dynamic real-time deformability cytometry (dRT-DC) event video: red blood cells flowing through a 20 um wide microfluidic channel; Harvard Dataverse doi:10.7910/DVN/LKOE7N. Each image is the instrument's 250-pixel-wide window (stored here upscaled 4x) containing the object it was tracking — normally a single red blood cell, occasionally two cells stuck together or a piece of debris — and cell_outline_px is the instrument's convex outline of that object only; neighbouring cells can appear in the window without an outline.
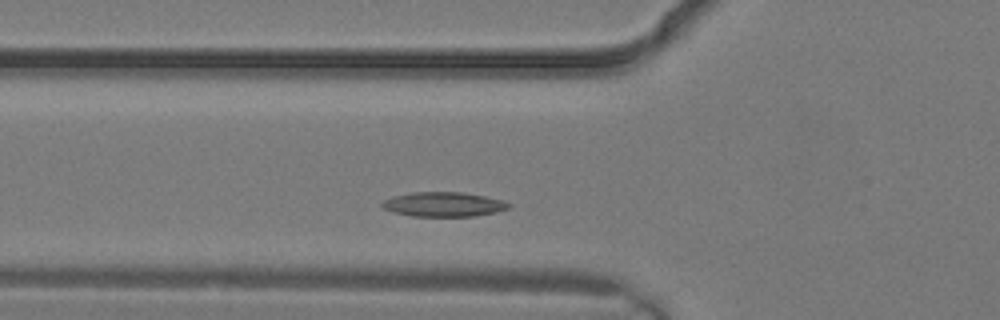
{"species": "common noctule bat (a hibernating species)", "species_latin": "Nyctalus noctula", "temperature_condition": "warm", "stored_images_in_passage": 3, "camera_frame_rate_fps": 3000, "um_per_image_px": 0.085, "animal": {"sex": "male", "body_mass_g": 19.2, "forearm_length_mm": 51.8}, "frame": {"image": 1, "passage_image": 3, "time_ms": 0.667, "image_size_px": [1000, 320], "cell_outline_px": [[512, 204], [508, 208], [496, 212], [476, 216], [412, 216], [392, 212], [384, 208], [380, 204], [384, 200], [392, 196], [412, 192], [464, 192], [504, 200]], "centroid_in_image_um": [37.71, 17.36], "position_along_channel_um": 88.1, "area_um2": 18.21}}